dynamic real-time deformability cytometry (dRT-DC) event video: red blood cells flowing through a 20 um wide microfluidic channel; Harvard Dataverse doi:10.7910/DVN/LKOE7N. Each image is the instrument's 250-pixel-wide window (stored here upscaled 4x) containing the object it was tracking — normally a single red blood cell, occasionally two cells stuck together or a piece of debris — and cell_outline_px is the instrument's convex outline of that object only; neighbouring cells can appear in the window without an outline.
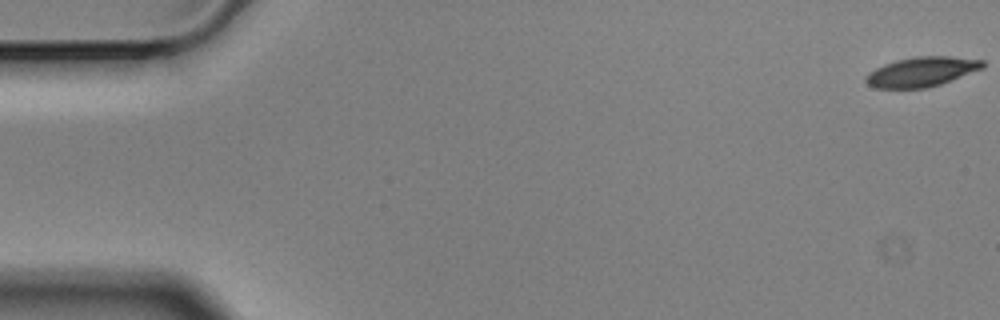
{"species": "Egyptian fruit bat (a non-hibernating species)", "species_latin": "Rousettus aegyptiacus", "temperature_condition": "cold", "stored_images_in_passage": 5, "camera_frame_rate_fps": 3000, "um_per_image_px": 0.085, "animal": {"sex": "male"}, "frame": {"image": 1, "passage_image": 1, "time_ms": 0.0, "image_size_px": [1000, 320], "cell_outline_px": [[984, 68], [940, 84], [924, 88], [876, 88], [868, 84], [864, 80], [876, 68], [884, 64], [896, 60], [916, 56], [948, 56], [984, 60]], "centroid_in_image_um": [78.37, 6.09], "position_along_channel_um": 6.6, "area_um2": 19.94}}
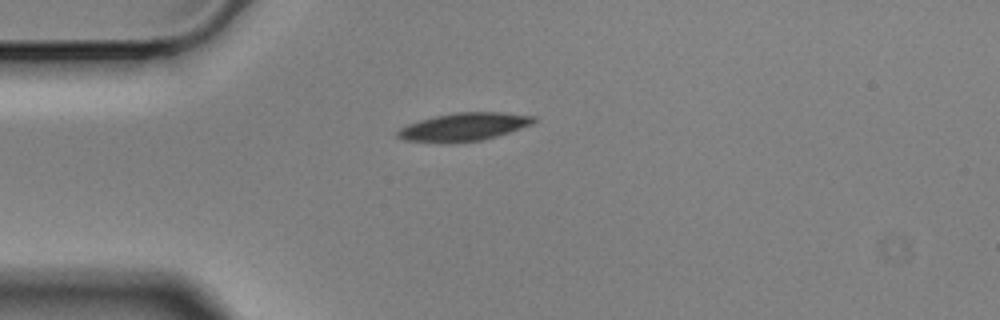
{"frame": {"image": 2, "passage_image": 5, "time_ms": 1.333, "image_size_px": [1000, 320], "cell_outline_px": [[536, 120], [532, 124], [496, 136], [480, 140], [452, 144], [440, 144], [404, 140], [396, 136], [396, 132], [400, 128], [408, 124], [420, 120], [436, 116], [456, 112], [500, 112], [536, 116]], "centroid_in_image_um": [39.38, 10.8], "position_along_channel_um": 45.6, "area_um2": 22.43}}